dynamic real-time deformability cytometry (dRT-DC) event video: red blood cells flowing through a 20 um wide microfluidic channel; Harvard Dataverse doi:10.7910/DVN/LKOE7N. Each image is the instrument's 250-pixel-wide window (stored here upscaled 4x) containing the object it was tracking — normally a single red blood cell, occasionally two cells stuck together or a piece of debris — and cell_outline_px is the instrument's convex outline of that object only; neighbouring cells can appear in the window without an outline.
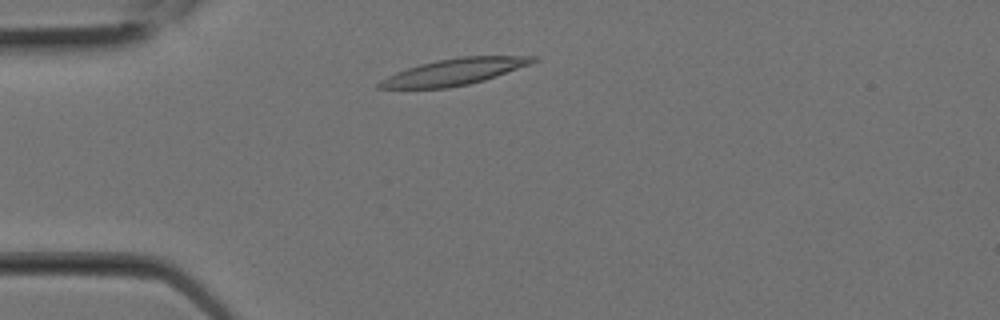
{"species": "Egyptian fruit bat (a non-hibernating species)", "species_latin": "Rousettus aegyptiacus", "temperature_condition": "room temperature", "stored_images_in_passage": 1, "camera_frame_rate_fps": 3000, "um_per_image_px": 0.085, "animal": {"sex": "female"}, "frame": {"image": 1, "passage_image": 1, "time_ms": 0.0, "image_size_px": [1000, 320], "cell_outline_px": [[540, 60], [496, 76], [484, 80], [468, 84], [448, 88], [376, 88], [376, 84], [380, 80], [396, 72], [420, 64], [436, 60], [460, 56], [536, 56]], "centroid_in_image_um": [38.6, 6.1], "position_along_channel_um": 46.4, "area_um2": 23.47}}